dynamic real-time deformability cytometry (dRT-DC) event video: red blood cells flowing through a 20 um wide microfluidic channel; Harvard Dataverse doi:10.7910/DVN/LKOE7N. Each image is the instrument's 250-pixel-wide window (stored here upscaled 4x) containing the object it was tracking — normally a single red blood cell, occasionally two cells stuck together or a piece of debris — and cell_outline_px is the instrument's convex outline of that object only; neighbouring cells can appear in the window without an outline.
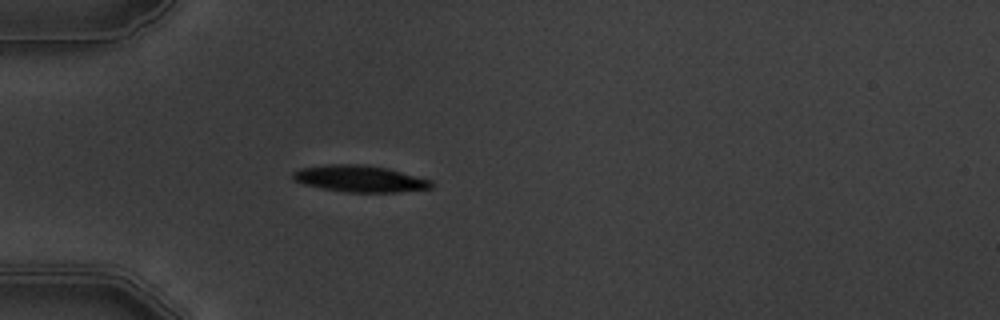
{"species": "common noctule bat (a hibernating species)", "species_latin": "Nyctalus noctula", "temperature_condition": "warm", "stored_images_in_passage": 4, "camera_frame_rate_fps": 3000, "um_per_image_px": 0.085, "animal": {"sex": "male", "body_mass_g": 19.5, "forearm_length_mm": 54.6}, "frame": {"image": 1, "passage_image": 4, "time_ms": 3.667, "image_size_px": [1000, 320], "cell_outline_px": [[432, 188], [396, 192], [344, 192], [304, 184], [292, 180], [292, 172], [300, 168], [328, 164], [360, 164], [388, 168], [432, 180]], "centroid_in_image_um": [30.57, 15.18], "position_along_channel_um": 54.4, "area_um2": 21.44}}